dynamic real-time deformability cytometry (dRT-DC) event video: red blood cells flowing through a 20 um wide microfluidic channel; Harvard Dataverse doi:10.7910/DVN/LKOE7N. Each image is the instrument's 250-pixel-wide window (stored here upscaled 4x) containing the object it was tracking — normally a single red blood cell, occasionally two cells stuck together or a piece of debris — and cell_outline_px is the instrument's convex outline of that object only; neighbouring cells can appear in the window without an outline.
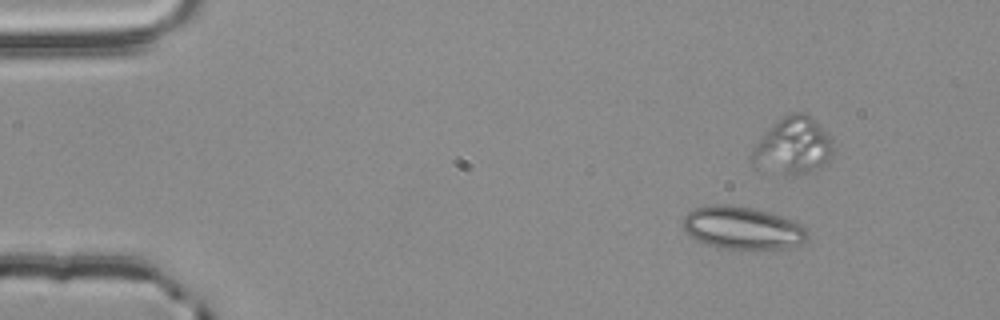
{"species": "common noctule bat (a hibernating species)", "species_latin": "Nyctalus noctula", "temperature_condition": "room temperature", "stored_images_in_passage": 55, "camera_frame_rate_fps": 3000, "um_per_image_px": 0.085, "animal": {"sex": "male", "body_mass_g": 20.4}, "frame": {"image": 1, "passage_image": 6, "time_ms": 1.667, "image_size_px": [1000, 320], "cell_outline_px": [[808, 240], [800, 244], [788, 248], [716, 248], [696, 240], [684, 232], [680, 224], [680, 220], [688, 212], [696, 208], [708, 204], [728, 204], [752, 208], [768, 212], [792, 220], [800, 224], [808, 232]], "centroid_in_image_um": [63.04, 19.36], "position_along_channel_um": 22.0, "area_um2": 31.21}}
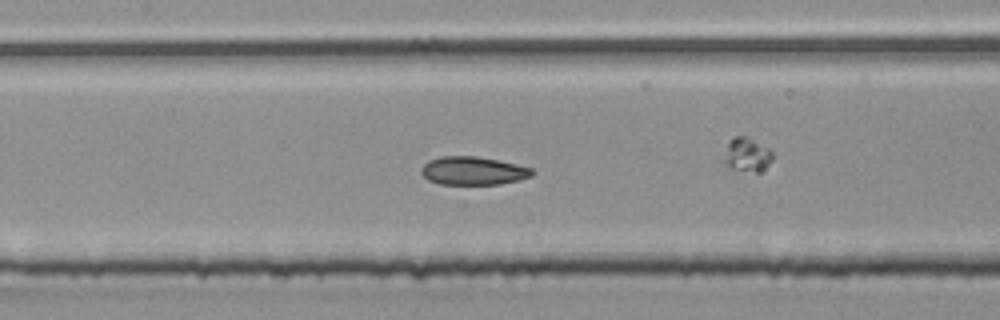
{"frame": {"image": 2, "passage_image": 25, "time_ms": 8.0, "image_size_px": [1000, 320], "cell_outline_px": [[536, 172], [532, 176], [500, 184], [440, 184], [428, 180], [420, 172], [420, 168], [428, 160], [440, 156], [476, 156], [500, 160], [532, 168]], "centroid_in_image_um": [40.2, 14.51], "position_along_channel_um": 167.2, "area_um2": 18.38}}
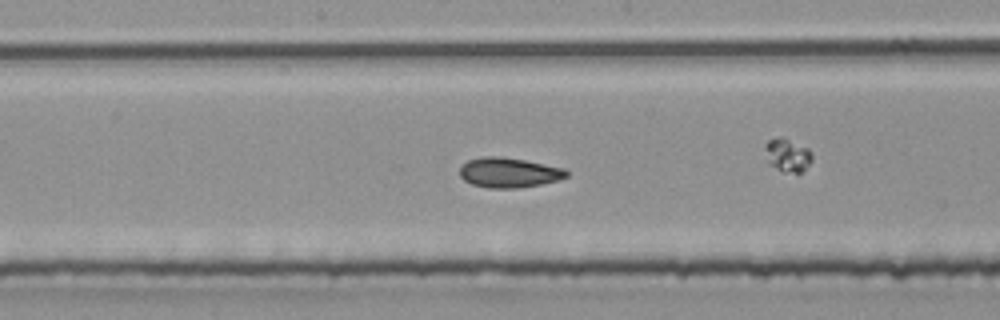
{"frame": {"image": 3, "passage_image": 28, "time_ms": 9.0, "image_size_px": [1000, 320], "cell_outline_px": [[568, 176], [560, 180], [540, 184], [516, 188], [488, 188], [472, 184], [464, 180], [460, 176], [460, 168], [468, 160], [480, 156], [500, 156], [524, 160], [564, 168], [568, 172]], "centroid_in_image_um": [43.25, 14.67], "position_along_channel_um": 204.9, "area_um2": 18.61}, "authors_computed_cell_mechanics": {"area_um2": 18.5538, "velocity_mm_per_s": 3.7865, "shape_relaxation_time_tau1_ms": null, "shape_relaxation_time_tau2_ms": 1.9374, "deformation_change_tau1": null, "deformation_change_tau2": 0.063}}